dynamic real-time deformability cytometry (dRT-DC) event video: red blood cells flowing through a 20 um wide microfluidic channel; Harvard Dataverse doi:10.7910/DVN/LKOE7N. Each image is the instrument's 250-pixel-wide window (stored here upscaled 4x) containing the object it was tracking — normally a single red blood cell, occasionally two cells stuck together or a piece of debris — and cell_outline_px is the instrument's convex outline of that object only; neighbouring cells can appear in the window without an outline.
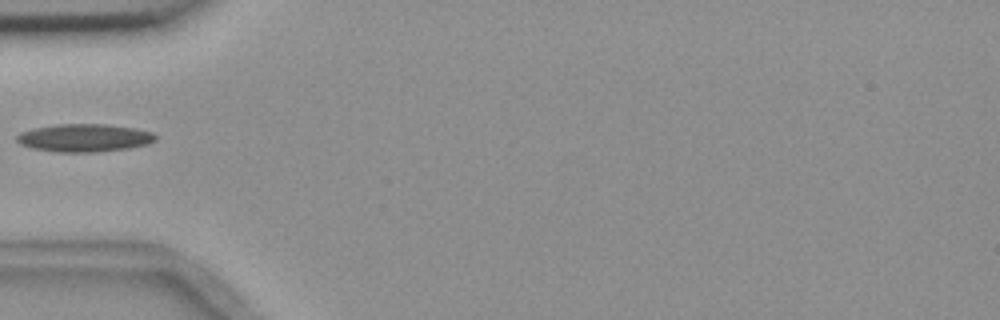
{"species": "common noctule bat (a hibernating species)", "species_latin": "Nyctalus noctula", "temperature_condition": "room temperature", "stored_images_in_passage": 4, "camera_frame_rate_fps": 3000, "um_per_image_px": 0.085, "animal": {"sex": "female", "body_mass_g": 18.4}, "frame": {"image": 1, "passage_image": 4, "time_ms": 3.333, "image_size_px": [1000, 320], "cell_outline_px": [[156, 140], [148, 144], [128, 148], [96, 152], [56, 152], [32, 148], [20, 144], [16, 140], [16, 136], [20, 132], [32, 128], [56, 124], [108, 124], [132, 128], [152, 132], [156, 136]], "centroid_in_image_um": [7.13, 11.71], "position_along_channel_um": 77.9, "area_um2": 22.6}}